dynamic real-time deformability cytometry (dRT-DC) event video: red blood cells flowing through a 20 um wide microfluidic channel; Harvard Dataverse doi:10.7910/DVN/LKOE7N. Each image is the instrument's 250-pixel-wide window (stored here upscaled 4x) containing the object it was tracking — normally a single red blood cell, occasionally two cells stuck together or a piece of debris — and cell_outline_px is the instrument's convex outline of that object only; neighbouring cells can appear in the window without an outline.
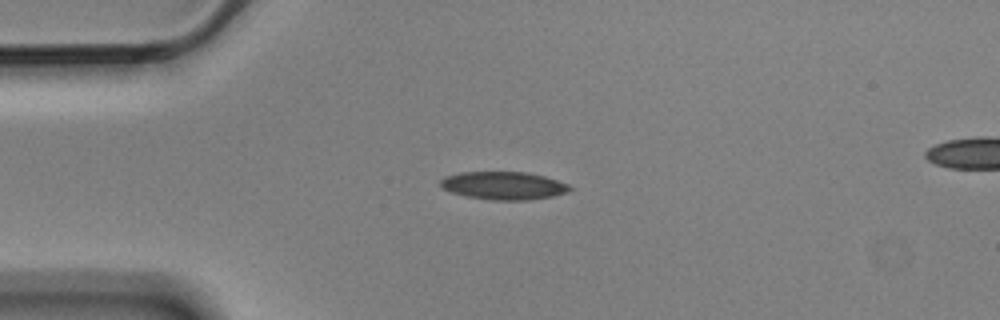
{"species": "Egyptian fruit bat (a non-hibernating species)", "species_latin": "Rousettus aegyptiacus", "temperature_condition": "cold", "stored_images_in_passage": 3, "camera_frame_rate_fps": 3000, "um_per_image_px": 0.085, "animal": {"sex": "male"}, "frame": {"image": 1, "passage_image": 1, "time_ms": 0.0, "image_size_px": [1000, 320], "cell_outline_px": [[572, 188], [568, 192], [552, 196], [528, 200], [492, 200], [468, 196], [452, 192], [440, 188], [440, 180], [444, 176], [460, 172], [528, 172], [544, 176], [568, 184]], "centroid_in_image_um": [42.78, 15.77], "position_along_channel_um": 42.2, "area_um2": 21.04}}